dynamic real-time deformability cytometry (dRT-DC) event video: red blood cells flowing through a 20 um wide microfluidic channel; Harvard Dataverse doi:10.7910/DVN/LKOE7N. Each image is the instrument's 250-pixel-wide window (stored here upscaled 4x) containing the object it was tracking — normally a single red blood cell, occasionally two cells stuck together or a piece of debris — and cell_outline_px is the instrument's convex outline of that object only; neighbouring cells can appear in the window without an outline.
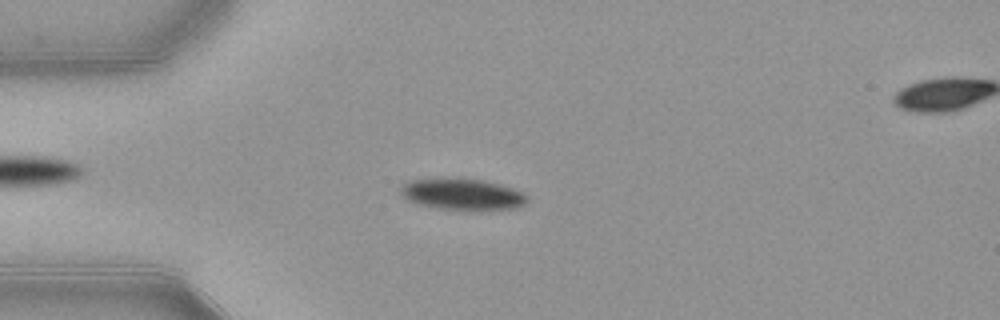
{"species": "common noctule bat (a hibernating species)", "species_latin": "Nyctalus noctula", "temperature_condition": "warm", "stored_images_in_passage": 53, "segment_of_instrument_passage": [1, 2], "camera_frame_rate_fps": 3000, "um_per_image_px": 0.085, "animal": {"sex": "female", "body_mass_g": 21.9}, "frame": {"image": 1, "passage_image": 13, "time_ms": 4.0, "image_size_px": [1000, 320], "cell_outline_px": [[528, 200], [524, 204], [512, 208], [436, 208], [416, 204], [408, 200], [400, 192], [400, 184], [408, 180], [448, 176], [460, 176], [484, 180], [500, 184], [524, 192], [528, 196]], "centroid_in_image_um": [39.21, 16.43], "position_along_channel_um": 45.8, "area_um2": 23.35}}
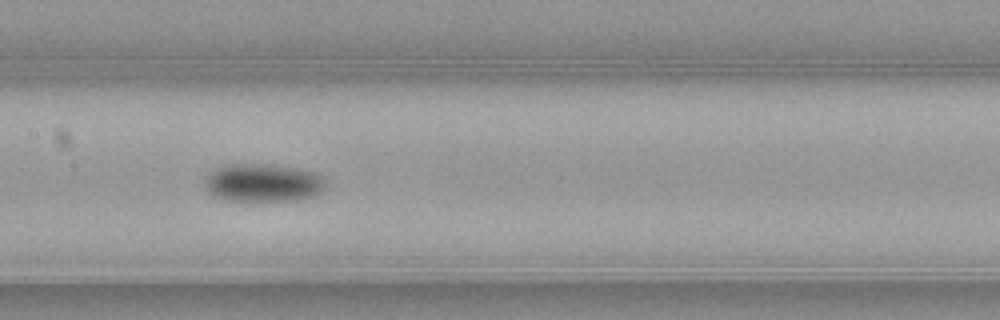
{"frame": {"image": 2, "passage_image": 25, "time_ms": 8.0, "image_size_px": [1000, 320], "cell_outline_px": [[324, 188], [316, 196], [300, 200], [220, 200], [208, 192], [204, 184], [204, 176], [212, 168], [220, 164], [268, 164], [292, 168], [312, 172], [320, 176], [324, 180]], "centroid_in_image_um": [22.25, 15.53], "position_along_channel_um": 185.2, "area_um2": 27.05}}
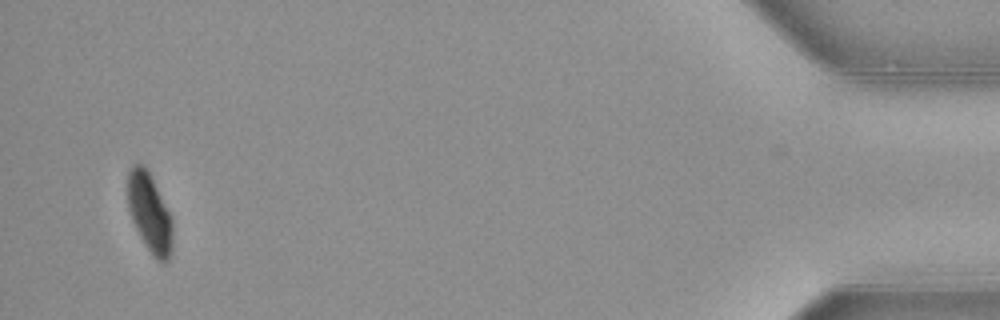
{"frame": {"image": 3, "passage_image": 50, "time_ms": 16.333, "image_size_px": [1000, 320], "cell_outline_px": [[172, 252], [168, 260], [164, 264], [156, 260], [152, 256], [144, 244], [132, 220], [128, 208], [128, 172], [132, 164], [144, 164], [172, 216]], "centroid_in_image_um": [12.73, 18.14], "position_along_channel_um": 422.5, "area_um2": 20.81}}